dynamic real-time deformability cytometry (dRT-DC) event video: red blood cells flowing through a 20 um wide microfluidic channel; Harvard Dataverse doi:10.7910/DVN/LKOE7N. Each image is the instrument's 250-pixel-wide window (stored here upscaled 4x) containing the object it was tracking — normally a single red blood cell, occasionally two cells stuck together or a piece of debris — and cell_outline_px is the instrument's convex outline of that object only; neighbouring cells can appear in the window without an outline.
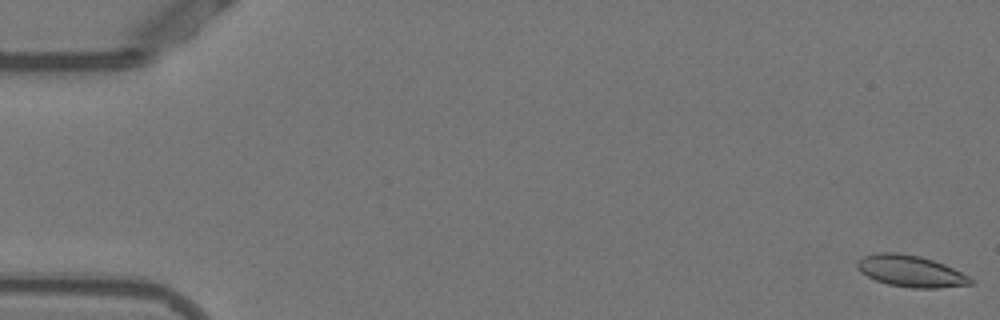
{"species": "Egyptian fruit bat (a non-hibernating species)", "species_latin": "Rousettus aegyptiacus", "temperature_condition": "warm", "stored_images_in_passage": 53, "camera_frame_rate_fps": 3000, "um_per_image_px": 0.085, "animal": {"sex": "female"}, "frame": {"image": 1, "passage_image": 1, "time_ms": 0.0, "image_size_px": [1000, 320], "cell_outline_px": [[976, 284], [936, 288], [912, 288], [888, 284], [876, 280], [860, 272], [856, 264], [864, 256], [876, 252], [900, 252], [920, 256], [944, 264], [972, 276], [976, 280]], "centroid_in_image_um": [77.49, 23.05], "position_along_channel_um": 7.5, "area_um2": 21.1}}
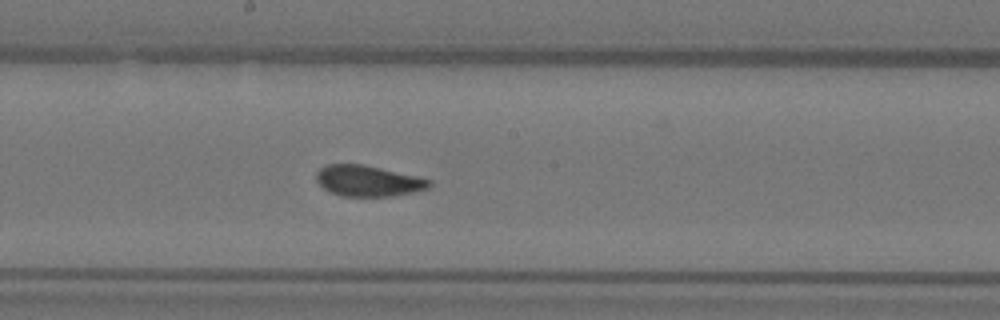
{"frame": {"image": 2, "passage_image": 29, "time_ms": 9.333, "image_size_px": [1000, 320], "cell_outline_px": [[432, 184], [428, 188], [412, 192], [392, 196], [340, 196], [324, 188], [316, 180], [316, 172], [320, 168], [328, 164], [364, 164], [420, 176], [432, 180]], "centroid_in_image_um": [31.32, 15.36], "position_along_channel_um": 216.9, "area_um2": 20.46}}
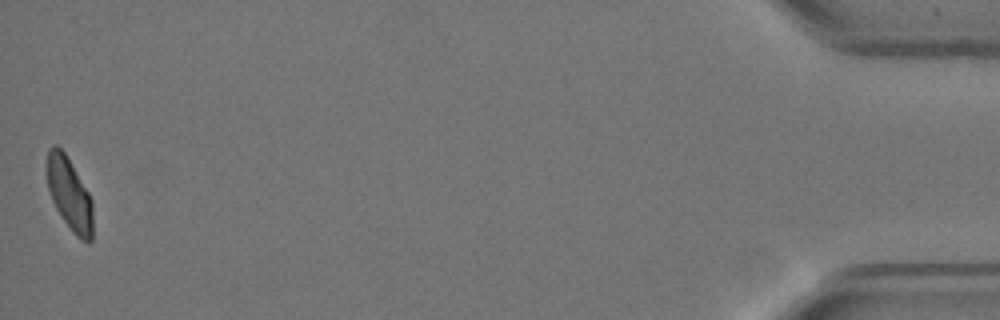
{"frame": {"image": 3, "passage_image": 53, "time_ms": 17.333, "image_size_px": [1000, 320], "cell_outline_px": [[92, 240], [88, 244], [80, 240], [72, 232], [56, 208], [52, 200], [48, 188], [48, 148], [52, 144], [56, 144], [64, 152], [88, 192], [92, 200]], "centroid_in_image_um": [5.92, 16.54], "position_along_channel_um": 429.3, "area_um2": 19.13}, "authors_computed_cell_mechanics": {"area_um2": 20.7502, "velocity_mm_per_s": 3.8281, "shape_relaxation_time_tau1_ms": null, "shape_relaxation_time_tau2_ms": 0.6699, "deformation_change_tau1": null, "deformation_change_tau2": 0.0595}}